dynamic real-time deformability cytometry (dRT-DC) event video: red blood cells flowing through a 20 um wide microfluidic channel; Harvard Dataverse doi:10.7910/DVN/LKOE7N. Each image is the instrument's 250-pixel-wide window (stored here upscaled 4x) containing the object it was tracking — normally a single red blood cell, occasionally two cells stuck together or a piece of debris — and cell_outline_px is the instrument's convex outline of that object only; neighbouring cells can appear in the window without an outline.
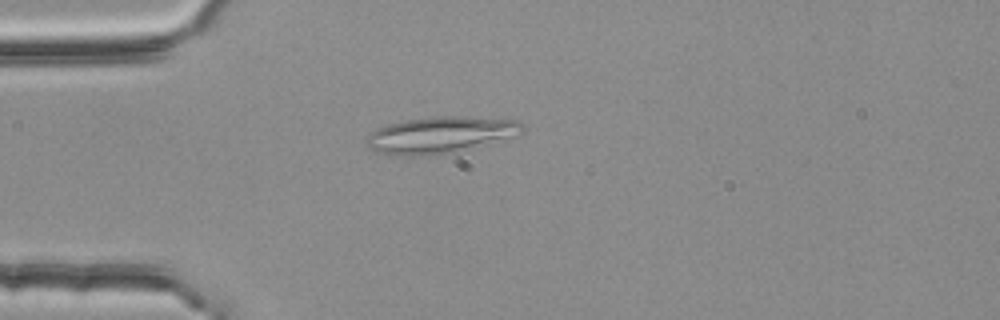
{"species": "common noctule bat (a hibernating species)", "species_latin": "Nyctalus noctula", "temperature_condition": "room temperature", "stored_images_in_passage": 42, "segment_of_instrument_passage": [1, 2], "camera_frame_rate_fps": 3000, "um_per_image_px": 0.085, "animal": {"sex": "female", "body_mass_g": 25.1}, "frame": {"image": 1, "passage_image": 3, "time_ms": 0.667, "image_size_px": [1000, 320], "cell_outline_px": [[524, 132], [516, 136], [456, 152], [432, 156], [400, 156], [380, 152], [368, 148], [364, 144], [364, 140], [368, 132], [376, 128], [388, 124], [408, 120], [432, 116], [468, 116], [516, 120], [524, 124]], "centroid_in_image_um": [37.41, 11.47], "position_along_channel_um": 47.6, "area_um2": 33.81}}